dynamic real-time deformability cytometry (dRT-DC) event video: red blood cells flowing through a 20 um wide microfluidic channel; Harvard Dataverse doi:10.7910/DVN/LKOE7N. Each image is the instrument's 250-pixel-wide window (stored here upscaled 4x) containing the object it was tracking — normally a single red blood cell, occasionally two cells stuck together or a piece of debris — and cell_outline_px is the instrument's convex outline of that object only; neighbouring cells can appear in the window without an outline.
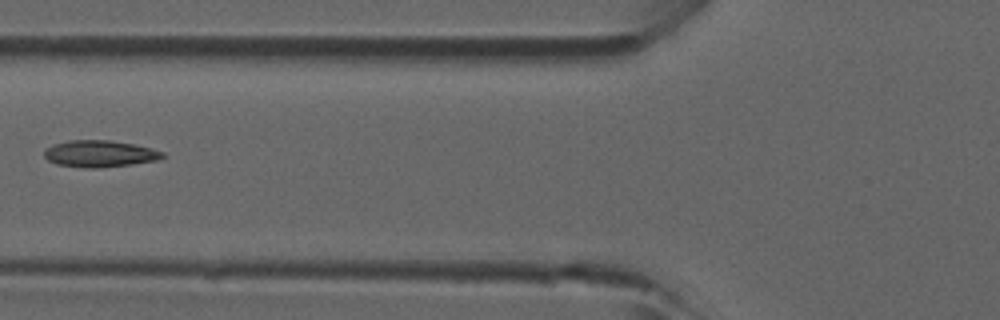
{"species": "common noctule bat (a hibernating species)", "species_latin": "Nyctalus noctula", "temperature_condition": "room temperature", "stored_images_in_passage": 5, "camera_frame_rate_fps": 3000, "um_per_image_px": 0.085, "animal": {"sex": "male", "forearm_length_mm": 52.5}, "frame": {"image": 1, "passage_image": 5, "time_ms": 1.333, "image_size_px": [1000, 320], "cell_outline_px": [[164, 156], [156, 160], [132, 164], [100, 168], [84, 168], [56, 164], [48, 160], [44, 156], [44, 152], [52, 144], [68, 140], [112, 140], [152, 148], [164, 152]], "centroid_in_image_um": [8.46, 13.06], "position_along_channel_um": 117.3, "area_um2": 18.44}}